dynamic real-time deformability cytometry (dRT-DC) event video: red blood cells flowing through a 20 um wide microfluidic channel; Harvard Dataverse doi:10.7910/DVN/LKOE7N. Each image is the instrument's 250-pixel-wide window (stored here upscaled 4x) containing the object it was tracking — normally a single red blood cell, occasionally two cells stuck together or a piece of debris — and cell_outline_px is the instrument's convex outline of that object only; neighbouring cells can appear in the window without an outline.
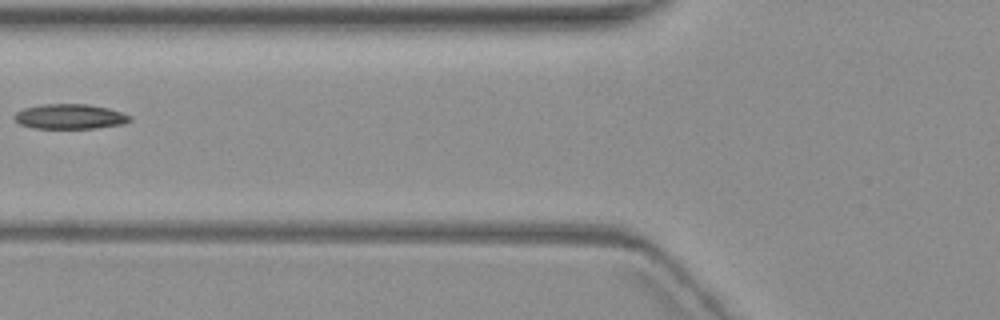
{"species": "common noctule bat (a hibernating species)", "species_latin": "Nyctalus noctula", "temperature_condition": "warm", "stored_images_in_passage": 3, "camera_frame_rate_fps": 3000, "um_per_image_px": 0.085, "animal": {"sex": "female", "body_mass_g": 19.3, "forearm_length_mm": 54.1}, "frame": {"image": 1, "passage_image": 2, "time_ms": 2.0, "image_size_px": [1000, 320], "cell_outline_px": [[132, 120], [124, 124], [96, 128], [32, 128], [20, 124], [12, 116], [16, 112], [24, 108], [44, 104], [88, 104], [108, 108], [132, 116]], "centroid_in_image_um": [5.95, 9.91], "position_along_channel_um": 119.8, "area_um2": 16.82}}
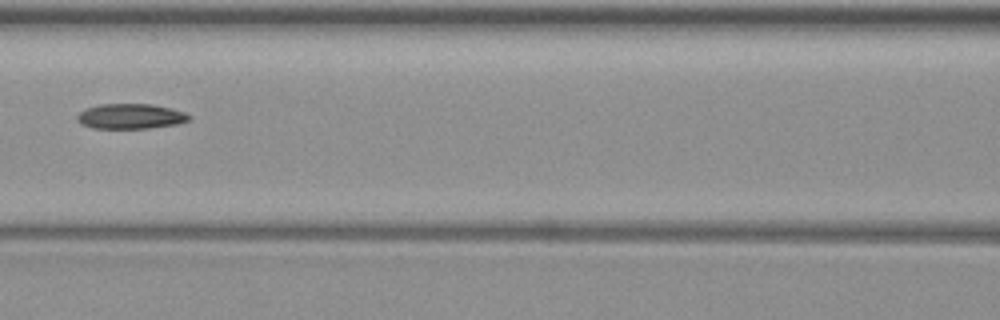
{"frame": {"image": 2, "passage_image": 3, "time_ms": 3.0, "image_size_px": [1000, 320], "cell_outline_px": [[192, 116], [188, 120], [176, 124], [148, 128], [92, 128], [80, 124], [76, 120], [76, 116], [80, 112], [88, 108], [100, 104], [152, 104], [172, 108], [184, 112]], "centroid_in_image_um": [11.08, 9.88], "position_along_channel_um": 155.5, "area_um2": 16.36}}